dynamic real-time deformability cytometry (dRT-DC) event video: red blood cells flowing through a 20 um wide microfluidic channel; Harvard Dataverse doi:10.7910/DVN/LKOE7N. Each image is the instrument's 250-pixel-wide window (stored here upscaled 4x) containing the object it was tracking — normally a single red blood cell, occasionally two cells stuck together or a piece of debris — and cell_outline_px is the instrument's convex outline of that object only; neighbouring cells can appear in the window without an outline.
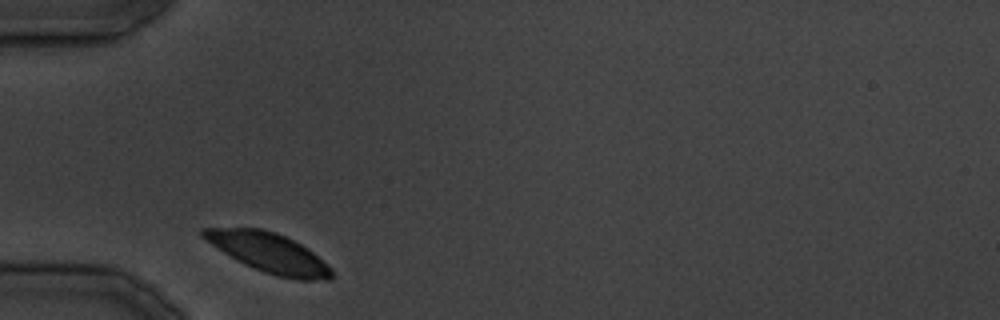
{"species": "common noctule bat (a hibernating species)", "species_latin": "Nyctalus noctula", "temperature_condition": "cold", "stored_images_in_passage": 21, "camera_frame_rate_fps": 3000, "um_per_image_px": 0.085, "animal": {"sex": "male", "body_mass_g": 19.5, "forearm_length_mm": 54.6}, "frame": {"image": 1, "passage_image": 1, "time_ms": 0.0, "image_size_px": [1000, 320], "cell_outline_px": [[332, 276], [328, 280], [300, 280], [276, 276], [264, 272], [244, 264], [236, 260], [200, 236], [200, 228], [260, 228], [276, 232], [308, 248], [328, 264], [332, 268]], "centroid_in_image_um": [22.87, 21.48], "position_along_channel_um": 62.1, "area_um2": 29.42}}